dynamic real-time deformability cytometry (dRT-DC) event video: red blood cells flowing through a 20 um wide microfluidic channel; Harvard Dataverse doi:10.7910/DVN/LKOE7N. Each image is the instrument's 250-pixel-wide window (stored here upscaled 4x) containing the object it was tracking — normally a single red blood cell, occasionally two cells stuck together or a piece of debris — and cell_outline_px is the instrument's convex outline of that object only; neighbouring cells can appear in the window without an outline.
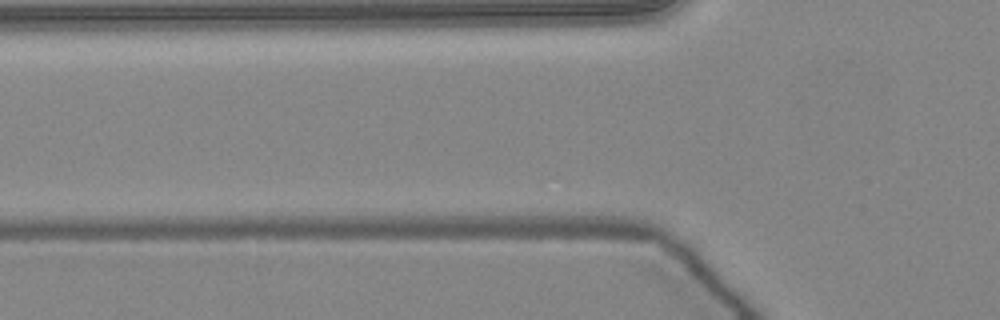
{"species": "common noctule bat (a hibernating species)", "species_latin": "Nyctalus noctula", "temperature_condition": "warm", "stored_images_in_passage": 4, "camera_frame_rate_fps": 3000, "um_per_image_px": 0.085, "animal": {"sex": "female", "body_mass_g": 24.6, "forearm_length_mm": 56.2}, "frame": {"image": 1, "passage_image": 2, "time_ms": 0.333, "image_size_px": [1000, 320], "cell_outline_px": [[692, 296], [688, 296], [568, 260], [572, 256], [584, 252], [644, 252], [660, 260], [692, 292]], "centroid_in_image_um": [53.92, 22.83], "position_along_channel_um": 71.9, "area_um2": 17.46}}